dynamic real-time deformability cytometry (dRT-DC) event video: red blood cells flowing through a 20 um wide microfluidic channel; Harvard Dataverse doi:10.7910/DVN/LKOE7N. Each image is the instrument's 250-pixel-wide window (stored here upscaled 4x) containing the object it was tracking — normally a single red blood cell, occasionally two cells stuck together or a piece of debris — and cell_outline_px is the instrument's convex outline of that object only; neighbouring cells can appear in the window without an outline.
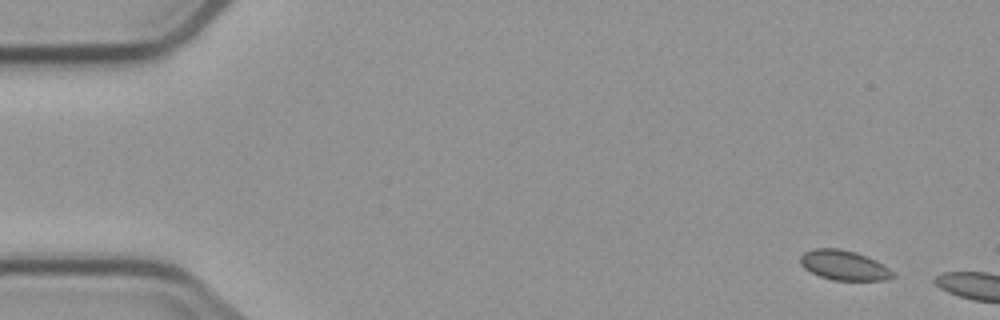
{"species": "common noctule bat (a hibernating species)", "species_latin": "Nyctalus noctula", "temperature_condition": "cold", "stored_images_in_passage": 3, "camera_frame_rate_fps": 3000, "um_per_image_px": 0.085, "animal": {"sex": "male", "body_mass_g": 23.1, "forearm_length_mm": 52.7}, "frame": {"image": 1, "passage_image": 1, "time_ms": 0.0, "image_size_px": [1000, 320], "cell_outline_px": [[896, 276], [884, 280], [832, 280], [820, 276], [804, 268], [800, 264], [800, 256], [804, 252], [812, 248], [840, 248], [856, 252], [876, 260], [896, 272]], "centroid_in_image_um": [71.75, 22.54], "position_along_channel_um": 13.2, "area_um2": 16.24}}